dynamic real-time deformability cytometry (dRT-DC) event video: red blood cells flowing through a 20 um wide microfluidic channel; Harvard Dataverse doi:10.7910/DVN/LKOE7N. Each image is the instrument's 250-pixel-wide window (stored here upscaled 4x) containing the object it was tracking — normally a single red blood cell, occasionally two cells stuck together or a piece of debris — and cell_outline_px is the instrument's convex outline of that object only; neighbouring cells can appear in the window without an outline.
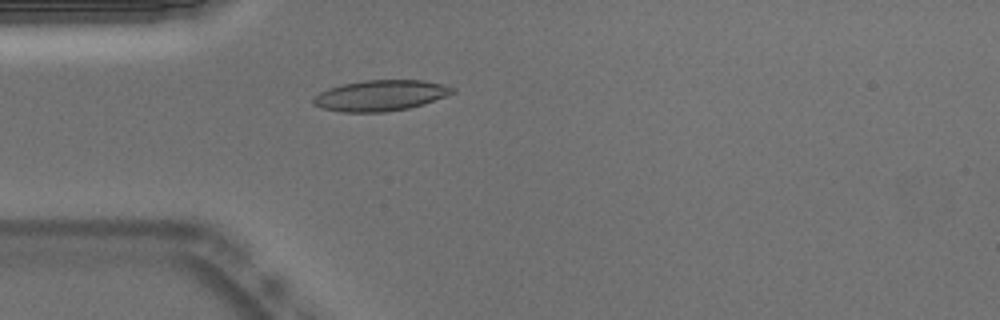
{"species": "Egyptian fruit bat (a non-hibernating species)", "species_latin": "Rousettus aegyptiacus", "temperature_condition": "warm", "stored_images_in_passage": 39, "camera_frame_rate_fps": 3000, "um_per_image_px": 0.085, "animal": {"sex": "male"}, "frame": {"image": 1, "passage_image": 1, "time_ms": 0.0, "image_size_px": [1000, 320], "cell_outline_px": [[456, 92], [424, 104], [408, 108], [384, 112], [340, 112], [320, 108], [312, 104], [312, 100], [320, 92], [328, 88], [344, 84], [364, 80], [420, 80], [440, 84], [456, 88]], "centroid_in_image_um": [32.32, 8.12], "position_along_channel_um": 52.7, "area_um2": 24.91}}
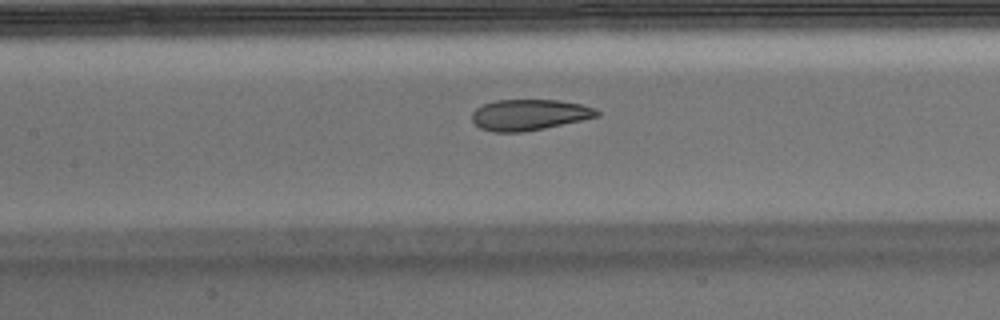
{"frame": {"image": 2, "passage_image": 10, "time_ms": 3.0, "image_size_px": [1000, 320], "cell_outline_px": [[600, 116], [544, 128], [524, 132], [492, 132], [480, 128], [472, 120], [472, 112], [476, 108], [484, 104], [496, 100], [560, 100], [580, 104], [596, 108], [600, 112]], "centroid_in_image_um": [44.99, 9.76], "position_along_channel_um": 162.4, "area_um2": 22.54}}
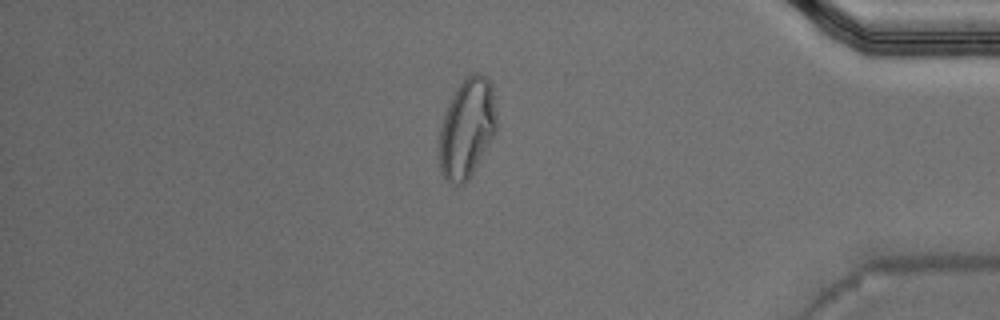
{"frame": {"image": 3, "passage_image": 31, "time_ms": 10.0, "image_size_px": [1000, 320], "cell_outline_px": [[496, 132], [468, 180], [464, 184], [456, 188], [444, 176], [440, 168], [440, 128], [448, 104], [452, 96], [460, 84], [472, 72], [480, 72], [492, 84], [496, 112]], "centroid_in_image_um": [39.71, 10.91], "position_along_channel_um": 395.5, "area_um2": 33.0}, "authors_computed_cell_mechanics": {"area_um2": 24.7384, "velocity_mm_per_s": 3.8096, "shape_relaxation_time_tau1_ms": null, "shape_relaxation_time_tau2_ms": 1.3762, "deformation_change_tau1": null, "deformation_change_tau2": 0.0825}}